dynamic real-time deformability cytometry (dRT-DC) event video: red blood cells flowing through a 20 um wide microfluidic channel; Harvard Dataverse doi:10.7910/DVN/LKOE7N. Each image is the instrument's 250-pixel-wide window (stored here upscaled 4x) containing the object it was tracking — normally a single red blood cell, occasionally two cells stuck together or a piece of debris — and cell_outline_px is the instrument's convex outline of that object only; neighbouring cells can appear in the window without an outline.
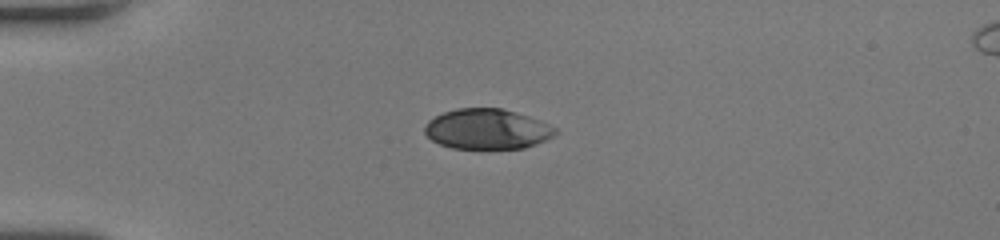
{"species": "human", "species_latin": "Homo sapiens", "temperature_condition": "room temperature", "stored_images_in_passage": 39, "camera_frame_rate_fps": 3000, "um_per_image_px": 0.085, "donor": {"sex": "female"}, "frame": {"image": 1, "passage_image": 1, "time_ms": 0.0, "image_size_px": [1000, 240], "cell_outline_px": [[560, 132], [536, 144], [524, 148], [452, 148], [440, 144], [432, 140], [424, 132], [424, 124], [428, 120], [444, 112], [456, 108], [500, 108], [516, 112], [540, 120], [556, 128]], "centroid_in_image_um": [41.4, 10.96], "position_along_channel_um": 43.6, "area_um2": 30.58}}
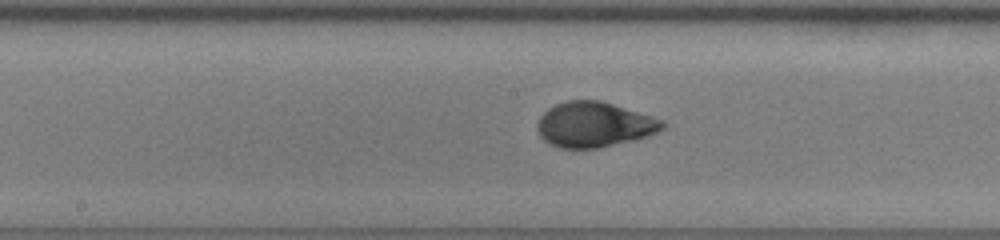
{"frame": {"image": 2, "passage_image": 15, "time_ms": 4.667, "image_size_px": [1000, 240], "cell_outline_px": [[668, 124], [664, 128], [648, 136], [632, 140], [596, 148], [560, 148], [548, 144], [540, 136], [536, 128], [536, 124], [540, 116], [548, 108], [556, 104], [568, 100], [600, 100], [652, 116], [664, 120]], "centroid_in_image_um": [50.49, 10.58], "position_along_channel_um": 197.7, "area_um2": 33.0}}
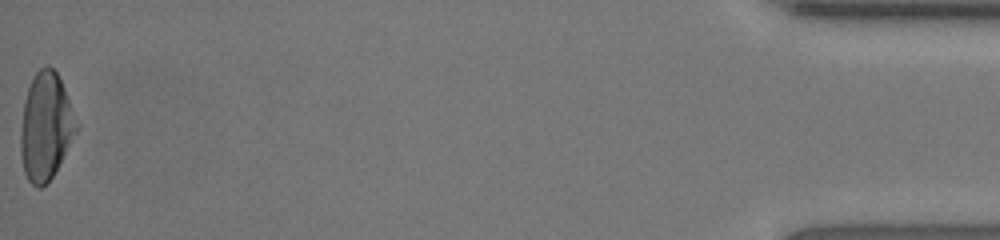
{"frame": {"image": 3, "passage_image": 39, "time_ms": 12.667, "image_size_px": [1000, 240], "cell_outline_px": [[80, 128], [52, 176], [40, 188], [36, 188], [28, 180], [24, 172], [20, 152], [20, 132], [24, 100], [28, 88], [36, 72], [40, 68], [48, 64], [56, 72], [64, 88], [80, 124]], "centroid_in_image_um": [3.9, 10.75], "position_along_channel_um": 431.3, "area_um2": 35.03}, "authors_computed_cell_mechanics": {"area_um2": 33.1194, "velocity_mm_per_s": 4.0769, "shape_relaxation_time_tau1_ms": 3.692, "shape_relaxation_time_tau2_ms": null, "deformation_change_tau1": 0.1902, "deformation_change_tau2": null}}